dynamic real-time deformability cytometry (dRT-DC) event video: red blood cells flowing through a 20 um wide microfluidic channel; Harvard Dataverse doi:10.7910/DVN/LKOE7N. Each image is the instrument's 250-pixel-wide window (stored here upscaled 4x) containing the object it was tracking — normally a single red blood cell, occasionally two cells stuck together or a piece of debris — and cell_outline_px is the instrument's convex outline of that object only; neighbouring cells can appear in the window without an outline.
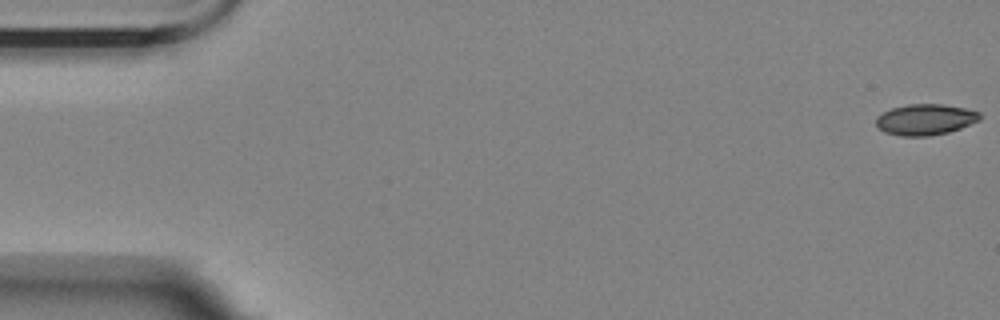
{"species": "Egyptian fruit bat (a non-hibernating species)", "species_latin": "Rousettus aegyptiacus", "temperature_condition": "room temperature", "stored_images_in_passage": 57, "camera_frame_rate_fps": 3000, "um_per_image_px": 0.085, "animal": {"sex": "female"}, "frame": {"image": 1, "passage_image": 1, "time_ms": 0.0, "image_size_px": [1000, 320], "cell_outline_px": [[980, 120], [960, 128], [948, 132], [928, 136], [900, 136], [884, 132], [876, 128], [876, 116], [892, 108], [908, 104], [940, 104], [964, 108], [980, 112]], "centroid_in_image_um": [78.61, 10.17], "position_along_channel_um": 6.4, "area_um2": 18.73}}
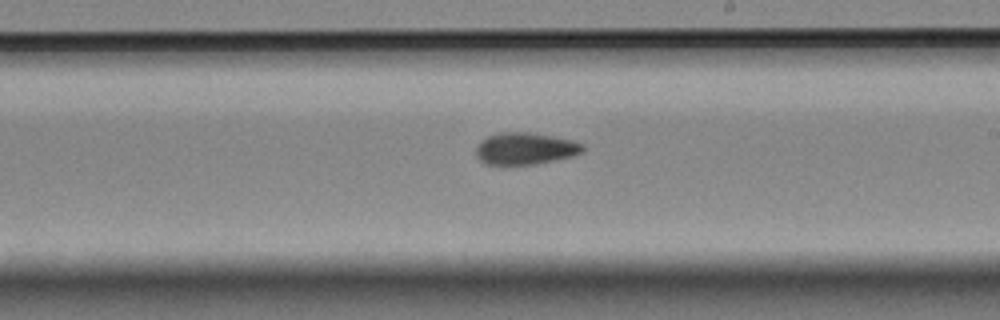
{"frame": {"image": 2, "passage_image": 33, "time_ms": 10.667, "image_size_px": [1000, 320], "cell_outline_px": [[584, 152], [572, 156], [536, 164], [504, 168], [484, 164], [476, 156], [476, 144], [480, 140], [488, 136], [500, 132], [528, 132], [552, 136], [572, 140], [584, 144]], "centroid_in_image_um": [44.58, 12.67], "position_along_channel_um": 244.4, "area_um2": 20.69}}
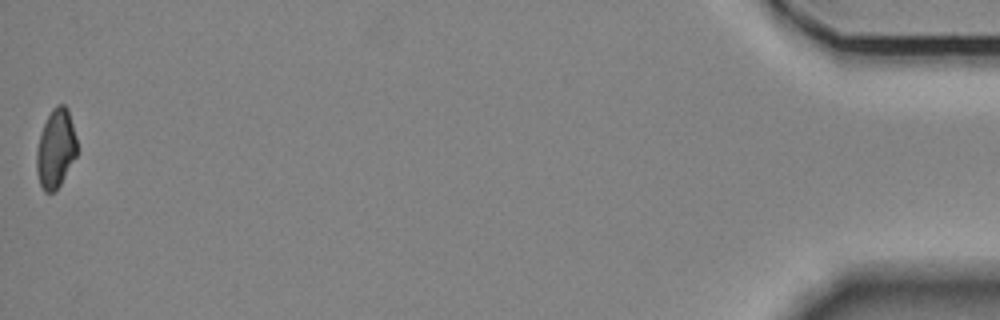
{"frame": {"image": 3, "passage_image": 57, "time_ms": 18.667, "image_size_px": [1000, 320], "cell_outline_px": [[76, 156], [60, 184], [52, 192], [44, 192], [40, 184], [36, 172], [36, 152], [40, 132], [52, 108], [56, 104], [64, 104], [68, 108], [76, 136]], "centroid_in_image_um": [4.72, 12.6], "position_along_channel_um": 430.5, "area_um2": 18.5}, "authors_computed_cell_mechanics": {"area_um2": 19.4786, "velocity_mm_per_s": 3.5214, "shape_relaxation_time_tau1_ms": null, "shape_relaxation_time_tau2_ms": 8.8083, "deformation_change_tau1": null, "deformation_change_tau2": 0.0943}}